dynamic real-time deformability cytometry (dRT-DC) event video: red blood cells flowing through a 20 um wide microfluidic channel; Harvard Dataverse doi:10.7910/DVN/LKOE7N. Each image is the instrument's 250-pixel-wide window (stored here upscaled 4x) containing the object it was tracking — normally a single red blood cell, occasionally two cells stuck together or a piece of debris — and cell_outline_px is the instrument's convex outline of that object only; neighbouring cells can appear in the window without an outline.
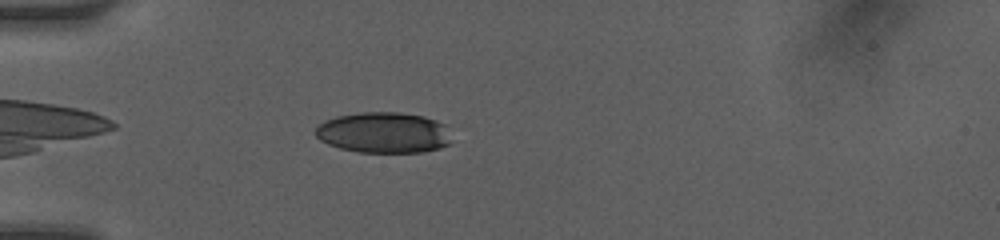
{"species": "human", "species_latin": "Homo sapiens", "temperature_condition": "room temperature", "stored_images_in_passage": 38, "camera_frame_rate_fps": 3000, "um_per_image_px": 0.085, "donor": {"sex": "female"}, "frame": {"image": 1, "passage_image": 4, "time_ms": 1.0, "image_size_px": [1000, 240], "cell_outline_px": [[452, 144], [440, 148], [420, 152], [360, 152], [340, 148], [328, 144], [320, 140], [316, 136], [316, 128], [324, 120], [336, 116], [364, 112], [400, 112], [424, 116], [436, 120], [444, 124]], "centroid_in_image_um": [32.62, 11.27], "position_along_channel_um": 52.4, "area_um2": 32.37}}
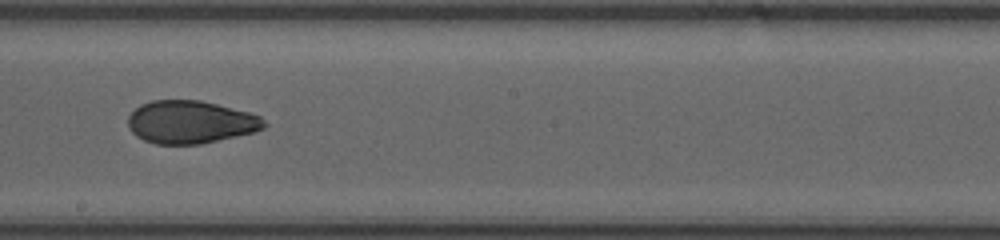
{"frame": {"image": 2, "passage_image": 18, "time_ms": 5.667, "image_size_px": [1000, 240], "cell_outline_px": [[268, 124], [264, 128], [252, 132], [200, 144], [156, 144], [144, 140], [136, 136], [128, 128], [128, 116], [140, 104], [152, 100], [200, 100], [248, 112], [260, 116]], "centroid_in_image_um": [16.16, 10.37], "position_along_channel_um": 232.0, "area_um2": 33.81}}
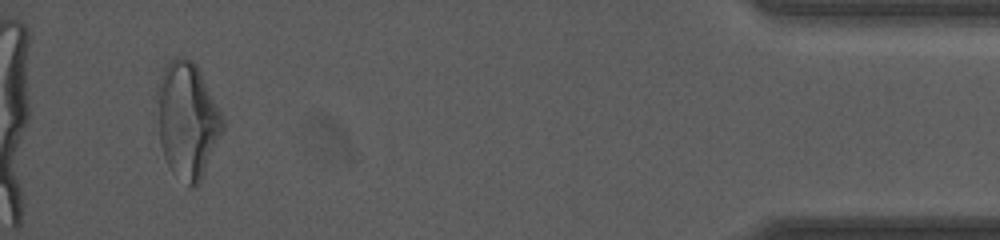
{"frame": {"image": 3, "passage_image": 36, "time_ms": 11.667, "image_size_px": [1000, 240], "cell_outline_px": [[224, 128], [200, 180], [192, 188], [172, 172], [164, 156], [160, 144], [156, 92], [156, 88], [160, 76], [164, 68], [176, 56], [184, 56], [192, 60], [196, 64], [224, 120]], "centroid_in_image_um": [15.89, 10.18], "position_along_channel_um": 419.3, "area_um2": 43.75}, "authors_computed_cell_mechanics": {"area_um2": 34.8245, "velocity_mm_per_s": 4.2077, "shape_relaxation_time_tau1_ms": 4.2709, "shape_relaxation_time_tau2_ms": 1.721, "deformation_change_tau1": 0.1451, "deformation_change_tau2": 0.0711}}